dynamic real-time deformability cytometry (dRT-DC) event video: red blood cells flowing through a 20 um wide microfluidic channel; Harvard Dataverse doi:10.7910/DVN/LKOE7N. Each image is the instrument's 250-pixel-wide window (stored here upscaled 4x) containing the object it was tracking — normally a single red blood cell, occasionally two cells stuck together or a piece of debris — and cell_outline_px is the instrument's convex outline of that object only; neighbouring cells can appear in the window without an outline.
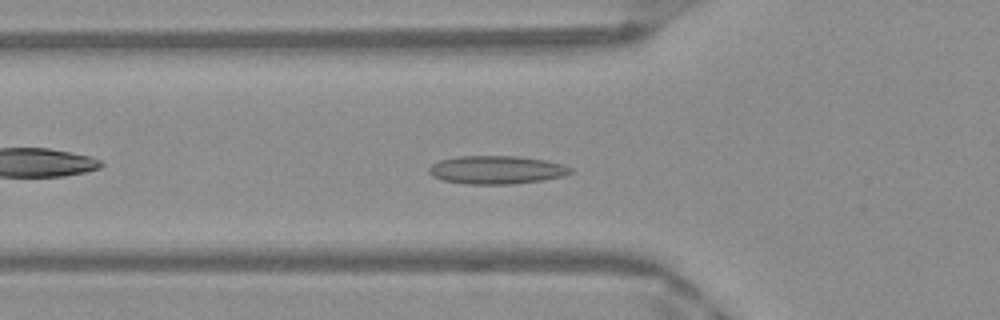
{"species": "Egyptian fruit bat (a non-hibernating species)", "species_latin": "Rousettus aegyptiacus", "temperature_condition": "warm", "stored_images_in_passage": 41, "camera_frame_rate_fps": 3000, "um_per_image_px": 0.085, "frame": {"image": 1, "passage_image": 7, "time_ms": 2.0, "image_size_px": [1000, 320], "cell_outline_px": [[576, 172], [564, 176], [540, 180], [512, 184], [468, 184], [444, 180], [432, 176], [428, 172], [428, 168], [432, 164], [440, 160], [456, 156], [516, 156], [544, 160], [564, 164], [572, 168]], "centroid_in_image_um": [42.23, 14.43], "position_along_channel_um": 83.6, "area_um2": 23.35}}
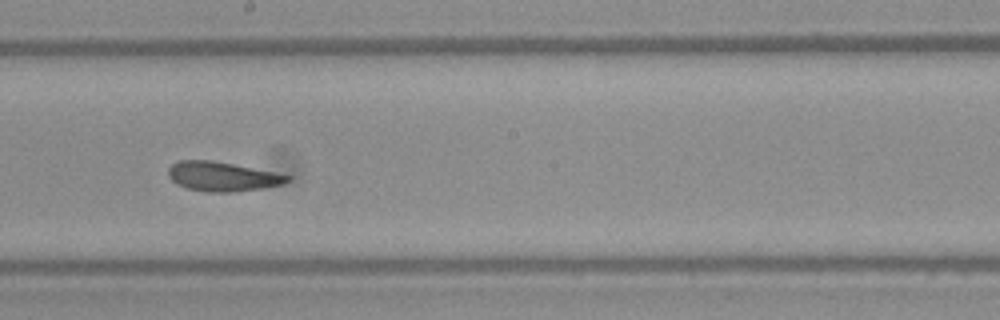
{"frame": {"image": 2, "passage_image": 18, "time_ms": 5.667, "image_size_px": [1000, 320], "cell_outline_px": [[292, 176], [284, 184], [236, 192], [208, 192], [188, 188], [176, 184], [168, 176], [168, 168], [172, 164], [180, 160], [212, 160], [276, 172]], "centroid_in_image_um": [18.9, 15.0], "position_along_channel_um": 229.3, "area_um2": 20.4}}
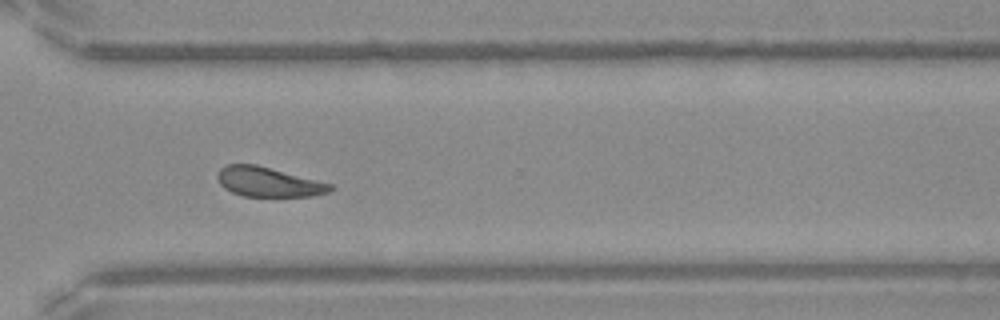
{"frame": {"image": 3, "passage_image": 27, "time_ms": 8.667, "image_size_px": [1000, 320], "cell_outline_px": [[336, 188], [328, 192], [312, 196], [244, 196], [232, 192], [224, 188], [220, 184], [216, 176], [220, 168], [224, 164], [256, 164], [332, 184]], "centroid_in_image_um": [22.79, 15.46], "position_along_channel_um": 347.8, "area_um2": 19.48}, "authors_computed_cell_mechanics": {"area_um2": 20.5768, "velocity_mm_per_s": 3.9476, "shape_relaxation_time_tau1_ms": null, "shape_relaxation_time_tau2_ms": 6.1949, "deformation_change_tau1": null, "deformation_change_tau2": 0.1105}}